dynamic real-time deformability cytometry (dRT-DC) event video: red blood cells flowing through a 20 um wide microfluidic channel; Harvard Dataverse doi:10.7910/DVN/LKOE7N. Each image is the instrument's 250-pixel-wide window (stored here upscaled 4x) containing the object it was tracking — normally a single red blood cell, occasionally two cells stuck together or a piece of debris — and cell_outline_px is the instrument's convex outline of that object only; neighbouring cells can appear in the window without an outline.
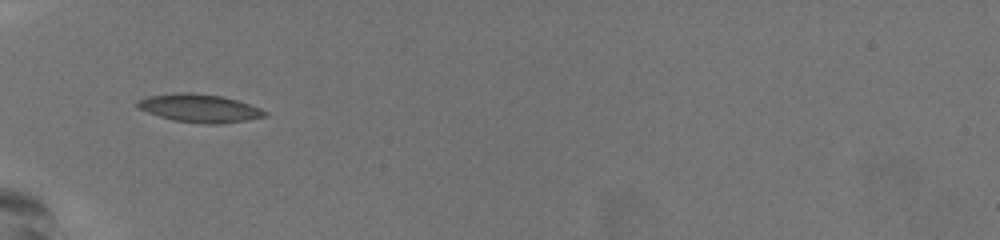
{"species": "common noctule bat (a hibernating species)", "species_latin": "Nyctalus noctula", "temperature_condition": "warm", "stored_images_in_passage": 36, "camera_frame_rate_fps": 3000, "um_per_image_px": 0.085, "animal": {"sex": "female", "body_mass_g": 19.5, "forearm_length_mm": 54.1}, "frame": {"image": 1, "passage_image": 1, "time_ms": 0.0, "image_size_px": [1000, 240], "cell_outline_px": [[268, 116], [220, 124], [204, 124], [172, 120], [136, 108], [136, 100], [148, 96], [180, 92], [188, 92], [220, 96], [236, 100], [260, 108], [268, 112]], "centroid_in_image_um": [16.93, 9.2], "position_along_channel_um": 68.1, "area_um2": 20.81}}
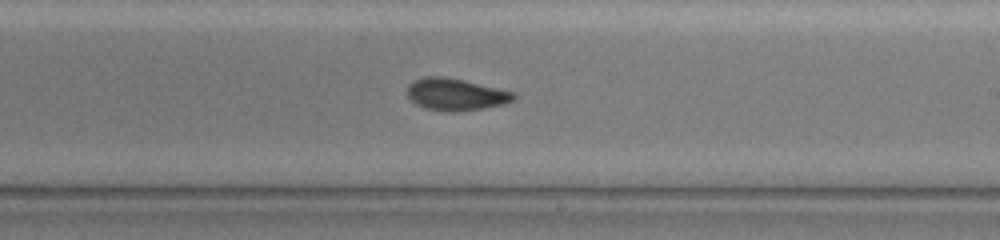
{"frame": {"image": 2, "passage_image": 16, "time_ms": 5.0, "image_size_px": [1000, 240], "cell_outline_px": [[516, 96], [512, 100], [504, 104], [484, 108], [456, 112], [448, 112], [424, 108], [416, 104], [408, 96], [408, 84], [412, 80], [424, 76], [444, 76], [464, 80], [516, 92]], "centroid_in_image_um": [38.73, 8.02], "position_along_channel_um": 250.3, "area_um2": 20.06}}
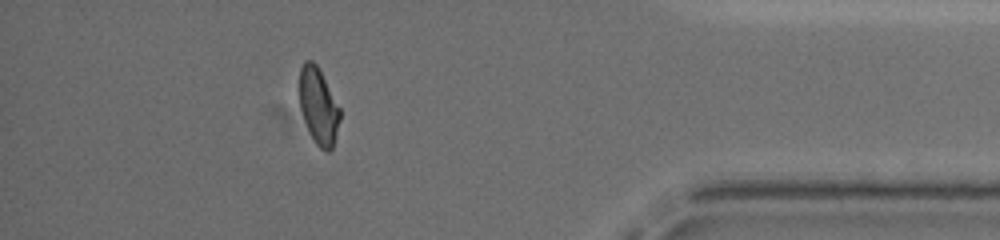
{"frame": {"image": 3, "passage_image": 31, "time_ms": 10.0, "image_size_px": [1000, 240], "cell_outline_px": [[340, 120], [332, 148], [328, 152], [320, 148], [316, 144], [304, 120], [300, 108], [300, 68], [304, 60], [312, 60], [316, 64], [340, 108]], "centroid_in_image_um": [27.07, 9.01], "position_along_channel_um": 408.1, "area_um2": 17.69}, "authors_computed_cell_mechanics": {"area_um2": 18.9873, "velocity_mm_per_s": 3.7767, "shape_relaxation_time_tau1_ms": 8.5457, "shape_relaxation_time_tau2_ms": 2.5914, "deformation_change_tau1": 0.203, "deformation_change_tau2": 0.0776}}